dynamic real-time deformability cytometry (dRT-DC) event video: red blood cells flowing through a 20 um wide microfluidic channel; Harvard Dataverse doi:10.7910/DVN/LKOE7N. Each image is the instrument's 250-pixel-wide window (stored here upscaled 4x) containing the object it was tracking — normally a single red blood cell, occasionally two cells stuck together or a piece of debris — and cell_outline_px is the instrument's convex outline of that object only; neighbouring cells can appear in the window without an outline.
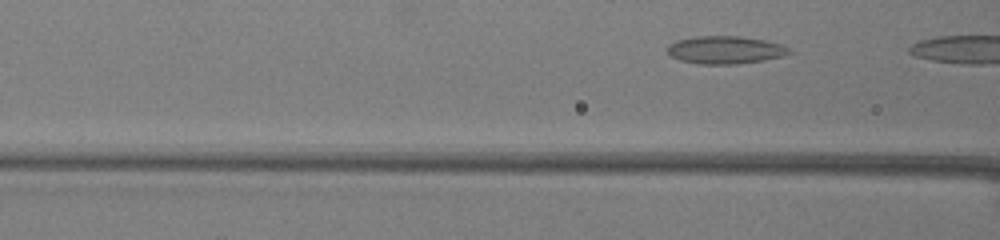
{"species": "common noctule bat (a hibernating species)", "species_latin": "Nyctalus noctula", "temperature_condition": "warm", "stored_images_in_passage": 11, "camera_frame_rate_fps": 3000, "um_per_image_px": 0.085, "animal": {"sex": "female", "body_mass_g": 19.5, "forearm_length_mm": 54.1}, "frame": {"image": 1, "passage_image": 10, "time_ms": 3.0, "image_size_px": [1000, 240], "cell_outline_px": [[796, 52], [784, 56], [764, 60], [740, 64], [700, 64], [680, 60], [672, 56], [668, 52], [668, 44], [676, 40], [696, 36], [740, 36], [764, 40], [780, 44], [792, 48]], "centroid_in_image_um": [61.71, 4.24], "position_along_channel_um": 104.9, "area_um2": 19.94}}